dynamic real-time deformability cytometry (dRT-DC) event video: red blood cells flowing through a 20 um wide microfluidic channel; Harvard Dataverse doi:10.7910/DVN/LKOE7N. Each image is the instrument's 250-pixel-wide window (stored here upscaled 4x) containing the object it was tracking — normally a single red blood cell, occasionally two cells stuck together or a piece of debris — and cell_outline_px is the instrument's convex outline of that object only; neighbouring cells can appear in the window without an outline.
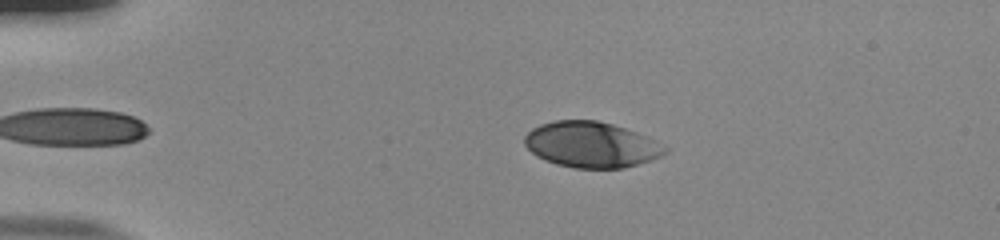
{"species": "human", "species_latin": "Homo sapiens", "temperature_condition": "room temperature", "stored_images_in_passage": 38, "camera_frame_rate_fps": 3000, "um_per_image_px": 0.085, "donor": {"sex": "male"}, "frame": {"image": 1, "passage_image": 3, "time_ms": 0.667, "image_size_px": [1000, 240], "cell_outline_px": [[668, 152], [660, 156], [624, 168], [576, 168], [556, 164], [544, 160], [536, 156], [524, 144], [524, 136], [532, 128], [540, 124], [556, 120], [596, 120], [612, 124], [636, 132], [668, 148]], "centroid_in_image_um": [50.21, 12.29], "position_along_channel_um": 34.8, "area_um2": 37.11}}
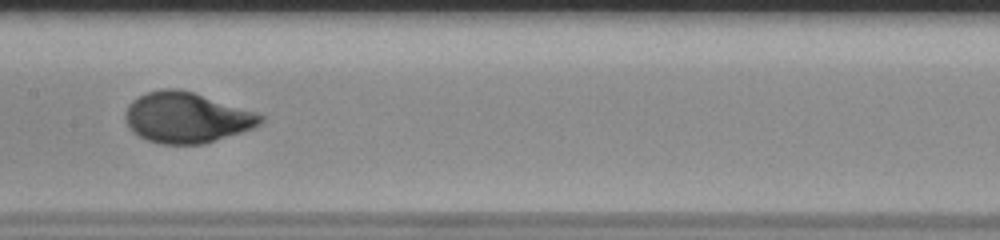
{"frame": {"image": 2, "passage_image": 20, "time_ms": 6.333, "image_size_px": [1000, 240], "cell_outline_px": [[264, 120], [256, 128], [204, 144], [160, 144], [148, 140], [132, 132], [128, 128], [124, 120], [124, 112], [128, 104], [132, 100], [148, 92], [160, 88], [180, 88], [256, 112], [264, 116]], "centroid_in_image_um": [15.85, 10.0], "position_along_channel_um": 191.6, "area_um2": 40.23}}
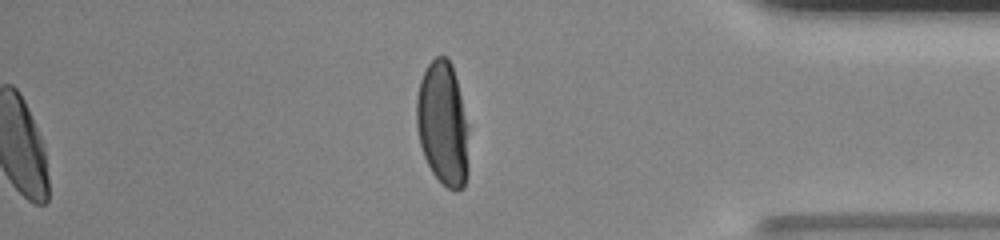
{"frame": {"image": 3, "passage_image": 38, "time_ms": 12.333, "image_size_px": [1000, 240], "cell_outline_px": [[468, 172], [464, 188], [456, 192], [448, 188], [432, 172], [424, 156], [420, 144], [416, 124], [416, 96], [420, 80], [428, 64], [436, 56], [448, 56], [452, 64], [468, 128]], "centroid_in_image_um": [37.64, 10.53], "position_along_channel_um": 397.6, "area_um2": 37.8}, "authors_computed_cell_mechanics": {"area_um2": 39.1306, "velocity_mm_per_s": 3.8046, "shape_relaxation_time_tau1_ms": 4.7135, "shape_relaxation_time_tau2_ms": null, "deformation_change_tau1": 0.223, "deformation_change_tau2": null}}